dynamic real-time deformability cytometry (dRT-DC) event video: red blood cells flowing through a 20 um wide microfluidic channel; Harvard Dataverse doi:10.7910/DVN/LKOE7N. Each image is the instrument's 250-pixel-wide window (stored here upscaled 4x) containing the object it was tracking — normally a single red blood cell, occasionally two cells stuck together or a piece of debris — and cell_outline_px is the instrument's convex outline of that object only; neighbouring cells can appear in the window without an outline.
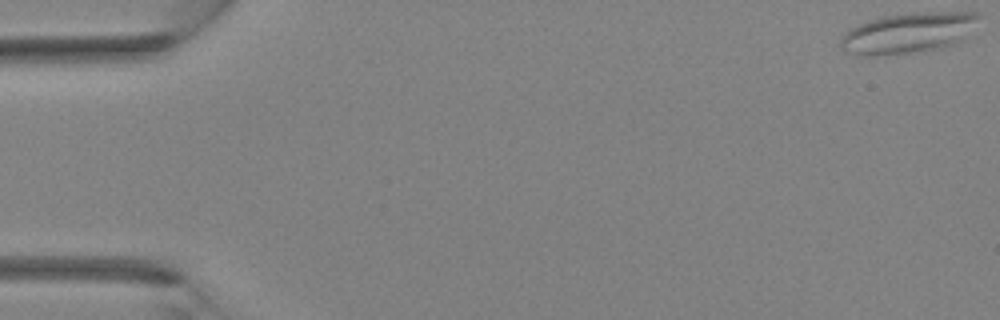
{"species": "Egyptian fruit bat (a non-hibernating species)", "species_latin": "Rousettus aegyptiacus", "temperature_condition": "room temperature", "stored_images_in_passage": 1, "camera_frame_rate_fps": 3000, "um_per_image_px": 0.085, "animal": {"sex": "female"}, "frame": {"image": 1, "passage_image": 1, "time_ms": 0.0, "image_size_px": [1000, 320], "cell_outline_px": [[984, 16], [952, 44], [936, 48], [908, 52], [872, 56], [864, 56], [844, 52], [840, 48], [840, 40], [844, 32], [860, 24], [884, 16], [916, 12], [976, 12]], "centroid_in_image_um": [77.13, 2.78], "position_along_channel_um": 7.9, "area_um2": 31.91}}